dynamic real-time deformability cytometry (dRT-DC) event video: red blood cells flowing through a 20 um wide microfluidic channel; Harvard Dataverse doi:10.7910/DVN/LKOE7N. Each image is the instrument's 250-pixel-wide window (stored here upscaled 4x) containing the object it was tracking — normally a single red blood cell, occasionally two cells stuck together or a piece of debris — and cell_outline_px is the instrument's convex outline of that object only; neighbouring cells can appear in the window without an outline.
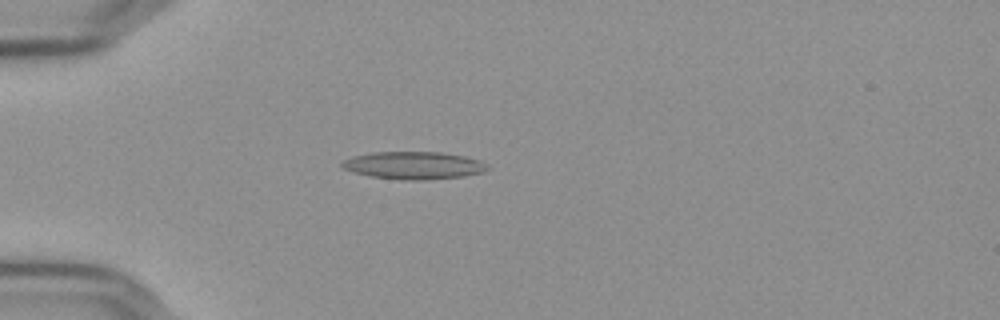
{"species": "Egyptian fruit bat (a non-hibernating species)", "species_latin": "Rousettus aegyptiacus", "temperature_condition": "cold", "stored_images_in_passage": 45, "camera_frame_rate_fps": 3000, "um_per_image_px": 0.085, "frame": {"image": 1, "passage_image": 5, "time_ms": 1.333, "image_size_px": [1000, 320], "cell_outline_px": [[492, 168], [484, 172], [464, 176], [424, 180], [400, 180], [372, 176], [352, 172], [344, 168], [340, 164], [344, 160], [356, 156], [376, 152], [440, 152], [464, 156], [480, 160]], "centroid_in_image_um": [35.22, 14.06], "position_along_channel_um": 49.8, "area_um2": 23.29}}
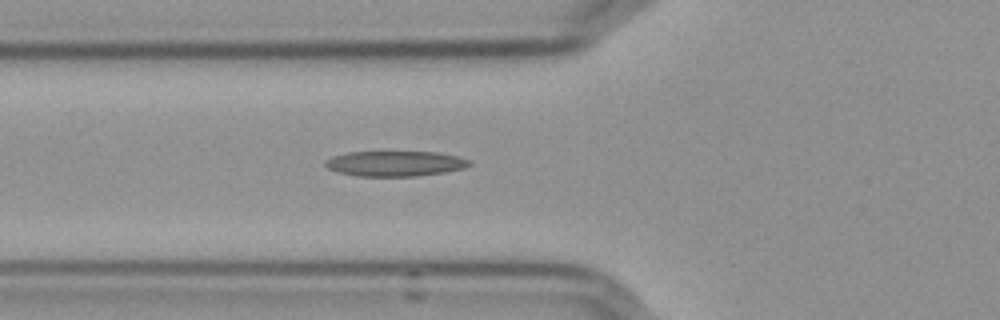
{"frame": {"image": 2, "passage_image": 10, "time_ms": 3.0, "image_size_px": [1000, 320], "cell_outline_px": [[472, 164], [464, 168], [444, 172], [416, 176], [356, 176], [340, 172], [328, 168], [324, 164], [324, 160], [332, 156], [348, 152], [436, 152], [456, 156], [472, 160]], "centroid_in_image_um": [33.59, 13.9], "position_along_channel_um": 92.2, "area_um2": 21.21}}
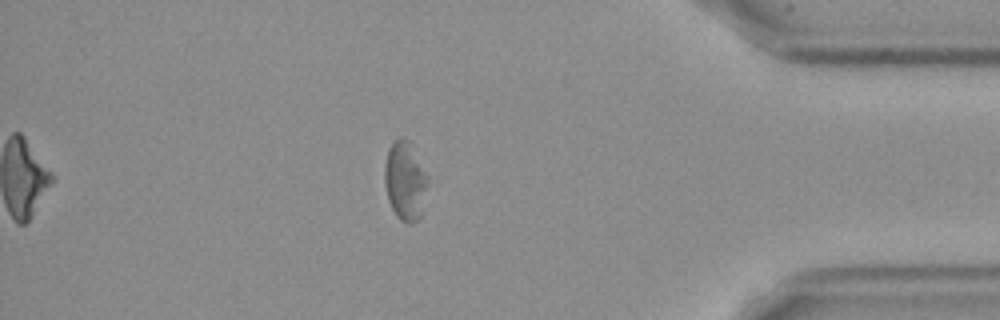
{"frame": {"image": 3, "passage_image": 38, "time_ms": 12.333, "image_size_px": [1000, 320], "cell_outline_px": [[428, 184], [420, 216], [412, 224], [408, 224], [400, 220], [396, 216], [388, 200], [384, 180], [384, 164], [388, 148], [400, 136], [408, 140], [428, 176]], "centroid_in_image_um": [34.42, 15.39], "position_along_channel_um": 400.8, "area_um2": 19.77}, "authors_computed_cell_mechanics": {"area_um2": 20.0566, "velocity_mm_per_s": 3.6192, "shape_relaxation_time_tau1_ms": null, "shape_relaxation_time_tau2_ms": 9.3351, "deformation_change_tau1": null, "deformation_change_tau2": 0.1778}}